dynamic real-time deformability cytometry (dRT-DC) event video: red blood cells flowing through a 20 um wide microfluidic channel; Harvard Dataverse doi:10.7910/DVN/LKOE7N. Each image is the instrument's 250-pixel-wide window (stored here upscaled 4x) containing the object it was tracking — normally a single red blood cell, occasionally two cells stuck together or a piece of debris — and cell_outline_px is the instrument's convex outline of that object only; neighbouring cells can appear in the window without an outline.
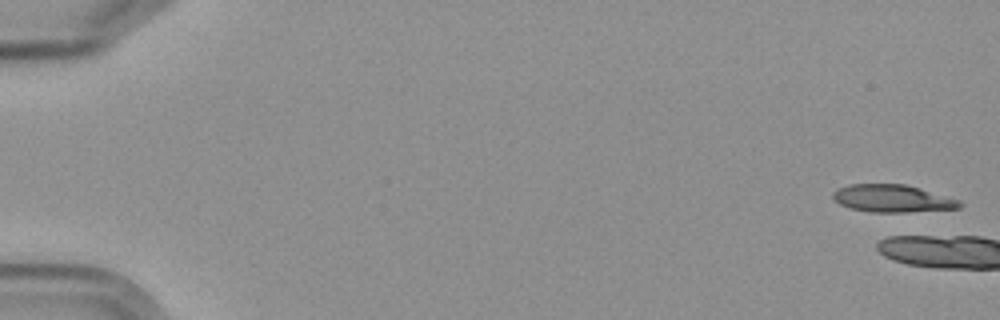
{"species": "Egyptian fruit bat (a non-hibernating species)", "species_latin": "Rousettus aegyptiacus", "temperature_condition": "cold", "stored_images_in_passage": 8, "camera_frame_rate_fps": 3000, "um_per_image_px": 0.085, "frame": {"image": 1, "passage_image": 1, "time_ms": 0.0, "image_size_px": [1000, 320], "cell_outline_px": [[964, 204], [960, 208], [908, 212], [872, 212], [852, 208], [840, 204], [832, 200], [832, 192], [836, 188], [848, 184], [904, 184], [960, 200]], "centroid_in_image_um": [75.82, 16.87], "position_along_channel_um": 9.2, "area_um2": 20.29}}
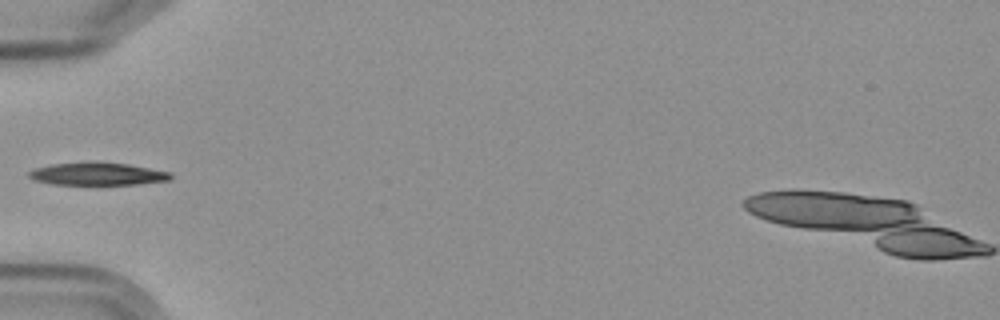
{"frame": {"image": 2, "passage_image": 8, "time_ms": 8.0, "image_size_px": [1000, 320], "cell_outline_px": [[172, 176], [168, 180], [136, 184], [52, 184], [36, 180], [28, 176], [28, 172], [32, 168], [52, 164], [128, 164], [172, 172]], "centroid_in_image_um": [8.29, 14.81], "position_along_channel_um": 76.7, "area_um2": 17.86}}